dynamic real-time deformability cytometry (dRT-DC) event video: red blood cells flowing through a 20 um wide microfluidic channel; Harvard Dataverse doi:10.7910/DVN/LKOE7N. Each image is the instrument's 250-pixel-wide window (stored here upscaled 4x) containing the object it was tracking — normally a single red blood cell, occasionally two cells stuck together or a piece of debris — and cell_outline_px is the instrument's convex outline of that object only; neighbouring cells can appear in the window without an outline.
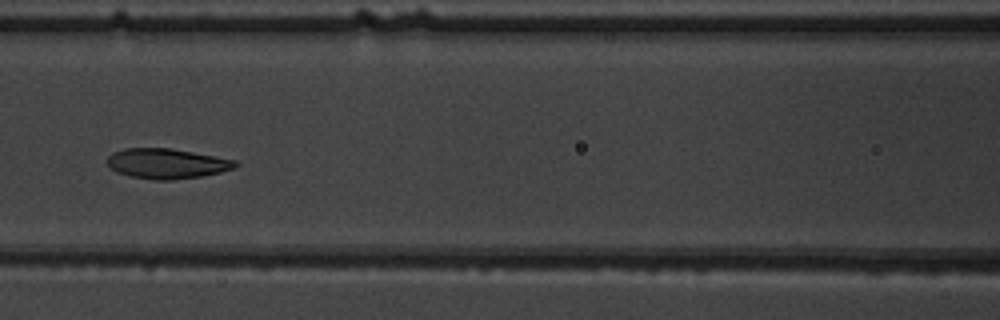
{"species": "common noctule bat (a hibernating species)", "species_latin": "Nyctalus noctula", "temperature_condition": "warm", "stored_images_in_passage": 7, "camera_frame_rate_fps": 3000, "um_per_image_px": 0.085, "animal": {"sex": "male", "body_mass_g": 19.5, "forearm_length_mm": 54.6}, "frame": {"image": 1, "passage_image": 7, "time_ms": 7.667, "image_size_px": [1000, 320], "cell_outline_px": [[240, 164], [236, 168], [220, 172], [200, 176], [172, 180], [152, 180], [132, 176], [116, 172], [108, 164], [108, 156], [112, 152], [124, 148], [172, 148], [236, 160]], "centroid_in_image_um": [14.2, 13.9], "position_along_channel_um": 152.4, "area_um2": 22.48}}